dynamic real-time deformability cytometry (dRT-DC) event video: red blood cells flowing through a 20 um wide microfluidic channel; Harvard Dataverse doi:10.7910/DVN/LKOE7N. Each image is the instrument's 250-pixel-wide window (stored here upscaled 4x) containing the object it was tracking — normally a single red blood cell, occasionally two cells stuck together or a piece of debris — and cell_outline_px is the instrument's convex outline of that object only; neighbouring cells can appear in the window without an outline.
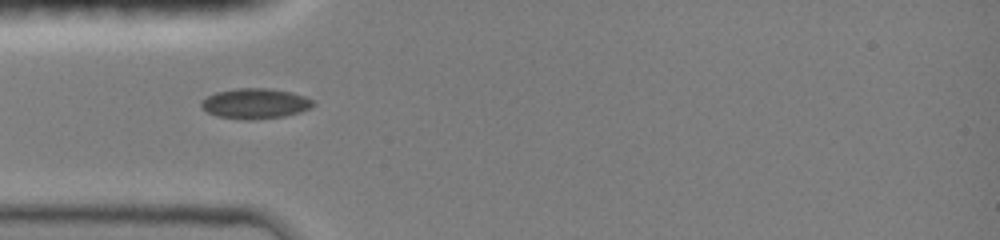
{"species": "common noctule bat (a hibernating species)", "species_latin": "Nyctalus noctula", "temperature_condition": "room temperature", "stored_images_in_passage": 34, "camera_frame_rate_fps": 3000, "um_per_image_px": 0.085, "animal": {"sex": "female", "body_mass_g": 19.0, "forearm_length_mm": 51.5}, "frame": {"image": 1, "passage_image": 1, "time_ms": 0.0, "image_size_px": [1000, 240], "cell_outline_px": [[316, 104], [312, 108], [300, 112], [284, 116], [252, 120], [244, 120], [216, 116], [208, 112], [200, 104], [208, 96], [216, 92], [236, 88], [268, 88], [292, 92], [316, 100]], "centroid_in_image_um": [21.76, 8.8], "position_along_channel_um": 63.2, "area_um2": 19.88}}
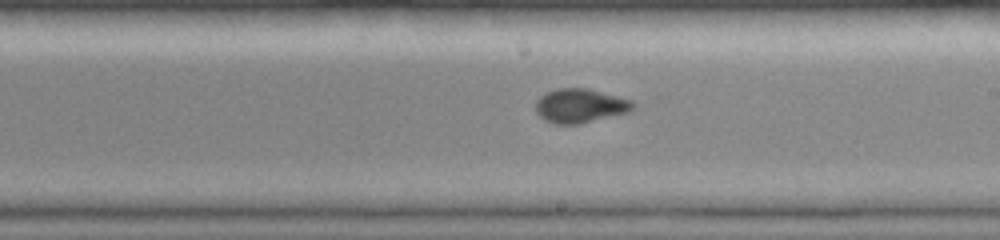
{"frame": {"image": 2, "passage_image": 14, "time_ms": 4.333, "image_size_px": [1000, 240], "cell_outline_px": [[636, 108], [632, 112], [580, 124], [552, 124], [544, 120], [536, 112], [536, 100], [544, 92], [556, 88], [588, 88], [632, 100], [636, 104]], "centroid_in_image_um": [49.34, 8.99], "position_along_channel_um": 239.7, "area_um2": 19.83}}
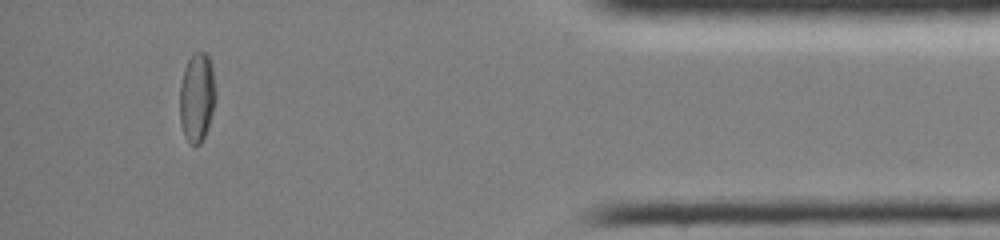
{"frame": {"image": 3, "passage_image": 30, "time_ms": 9.667, "image_size_px": [1000, 240], "cell_outline_px": [[216, 100], [208, 128], [200, 144], [188, 144], [184, 136], [180, 124], [180, 84], [184, 68], [192, 52], [204, 52], [208, 56], [212, 64], [216, 92]], "centroid_in_image_um": [16.74, 8.27], "position_along_channel_um": 418.5, "area_um2": 19.02}, "authors_computed_cell_mechanics": {"area_um2": 19.1896, "velocity_mm_per_s": 4.0788, "shape_relaxation_time_tau1_ms": 8.7871, "shape_relaxation_time_tau2_ms": 1.1791, "deformation_change_tau1": 0.2018, "deformation_change_tau2": 0.0404}}